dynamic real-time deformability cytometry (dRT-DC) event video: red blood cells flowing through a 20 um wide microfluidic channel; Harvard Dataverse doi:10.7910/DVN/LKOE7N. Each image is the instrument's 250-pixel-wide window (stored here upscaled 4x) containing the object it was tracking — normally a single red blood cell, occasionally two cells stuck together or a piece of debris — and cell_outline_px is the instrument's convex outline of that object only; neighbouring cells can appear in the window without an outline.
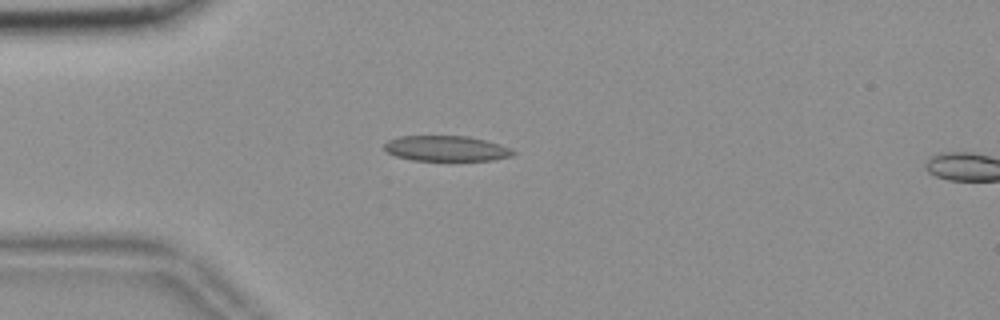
{"species": "common noctule bat (a hibernating species)", "species_latin": "Nyctalus noctula", "temperature_condition": "room temperature", "stored_images_in_passage": 54, "camera_frame_rate_fps": 3000, "um_per_image_px": 0.085, "animal": {"sex": "female", "body_mass_g": 18.4}, "frame": {"image": 1, "passage_image": 14, "time_ms": 4.333, "image_size_px": [1000, 320], "cell_outline_px": [[516, 152], [512, 156], [492, 160], [412, 160], [396, 156], [388, 152], [384, 148], [384, 144], [388, 140], [400, 136], [468, 136], [500, 144]], "centroid_in_image_um": [37.92, 12.62], "position_along_channel_um": 47.1, "area_um2": 18.9}}
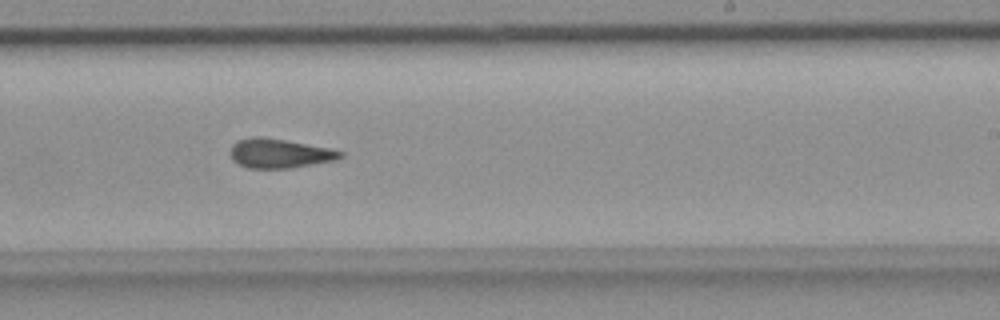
{"frame": {"image": 2, "passage_image": 33, "time_ms": 10.667, "image_size_px": [1000, 320], "cell_outline_px": [[344, 156], [336, 160], [292, 168], [248, 168], [232, 160], [228, 152], [232, 144], [236, 140], [252, 136], [256, 136], [284, 140], [328, 148], [344, 152]], "centroid_in_image_um": [23.71, 13.04], "position_along_channel_um": 265.3, "area_um2": 18.84}}
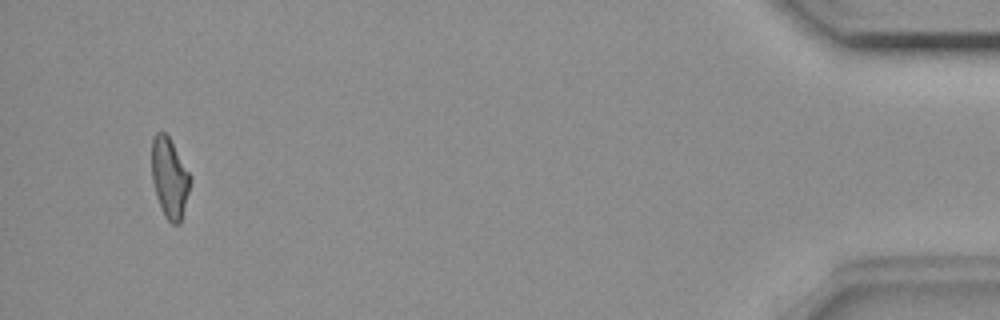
{"frame": {"image": 3, "passage_image": 52, "time_ms": 17.0, "image_size_px": [1000, 320], "cell_outline_px": [[192, 180], [180, 224], [172, 224], [164, 216], [152, 180], [152, 136], [156, 132], [164, 132], [168, 136], [192, 176]], "centroid_in_image_um": [14.43, 15.11], "position_along_channel_um": 420.8, "area_um2": 17.92}, "authors_computed_cell_mechanics": {"area_um2": 18.9584, "velocity_mm_per_s": 3.696, "shape_relaxation_time_tau1_ms": null, "shape_relaxation_time_tau2_ms": 3.4898, "deformation_change_tau1": null, "deformation_change_tau2": 0.1038}}